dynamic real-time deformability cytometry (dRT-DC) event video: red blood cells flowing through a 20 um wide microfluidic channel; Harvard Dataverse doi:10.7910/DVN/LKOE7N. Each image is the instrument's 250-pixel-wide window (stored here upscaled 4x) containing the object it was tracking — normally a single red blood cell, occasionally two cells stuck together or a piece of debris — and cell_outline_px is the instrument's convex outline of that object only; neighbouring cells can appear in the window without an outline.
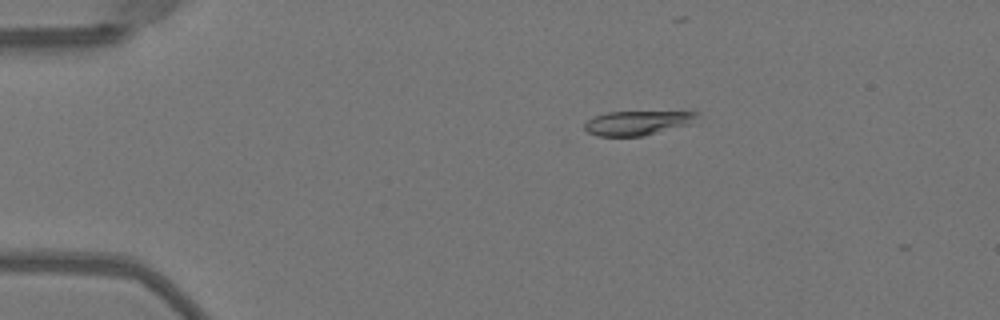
{"species": "Egyptian fruit bat (a non-hibernating species)", "species_latin": "Rousettus aegyptiacus", "temperature_condition": "warm", "stored_images_in_passage": 28, "camera_frame_rate_fps": 3000, "um_per_image_px": 0.085, "animal": {"sex": "female"}, "frame": {"image": 1, "passage_image": 10, "time_ms": 3.0, "image_size_px": [1000, 320], "cell_outline_px": [[696, 116], [692, 124], [644, 136], [600, 136], [588, 132], [584, 128], [584, 124], [588, 120], [596, 116], [608, 112], [696, 112]], "centroid_in_image_um": [54.17, 10.46], "position_along_channel_um": 30.8, "area_um2": 15.72}}
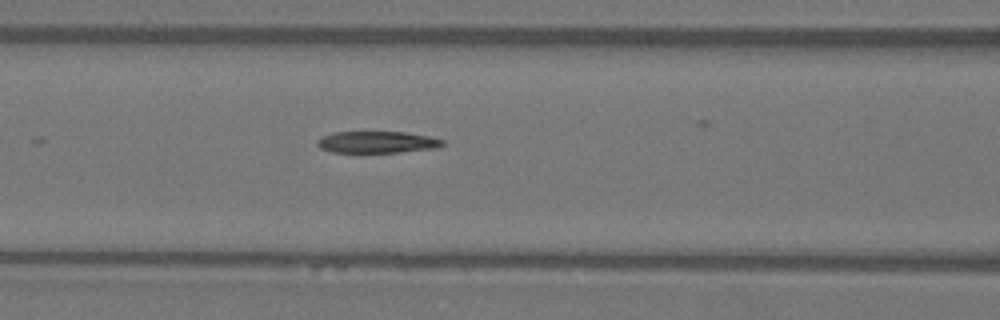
{"frame": {"image": 2, "passage_image": 22, "time_ms": 7.0, "image_size_px": [1000, 320], "cell_outline_px": [[444, 144], [436, 148], [400, 152], [360, 156], [332, 152], [320, 148], [316, 144], [316, 140], [320, 136], [332, 132], [404, 132], [432, 136], [444, 140]], "centroid_in_image_um": [31.97, 12.13], "position_along_channel_um": 134.6, "area_um2": 16.99}}
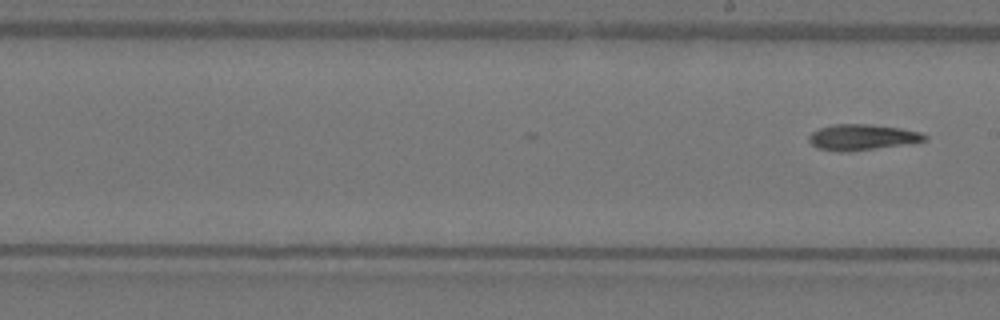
{"frame": {"image": 3, "passage_image": 28, "time_ms": 9.0, "image_size_px": [1000, 320], "cell_outline_px": [[928, 140], [904, 144], [844, 152], [840, 152], [820, 148], [812, 144], [808, 140], [808, 136], [812, 132], [820, 128], [832, 124], [868, 124], [900, 128], [920, 132], [928, 136]], "centroid_in_image_um": [73.27, 11.65], "position_along_channel_um": 215.7, "area_um2": 17.17}}